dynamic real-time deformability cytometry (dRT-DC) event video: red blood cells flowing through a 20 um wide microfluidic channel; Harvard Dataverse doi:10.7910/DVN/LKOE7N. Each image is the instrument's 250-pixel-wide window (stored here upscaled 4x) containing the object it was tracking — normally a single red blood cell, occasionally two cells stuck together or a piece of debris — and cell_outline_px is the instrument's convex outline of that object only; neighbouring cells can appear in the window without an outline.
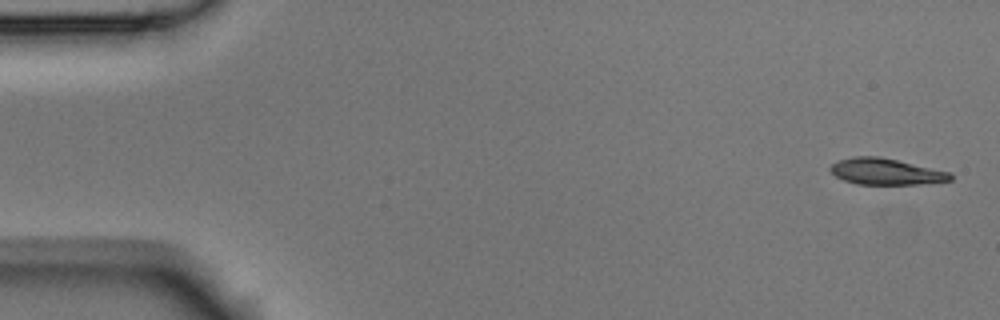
{"species": "Egyptian fruit bat (a non-hibernating species)", "species_latin": "Rousettus aegyptiacus", "temperature_condition": "room temperature", "stored_images_in_passage": 4, "camera_frame_rate_fps": 3000, "um_per_image_px": 0.085, "animal": {"sex": "male"}, "frame": {"image": 1, "passage_image": 1, "time_ms": 0.0, "image_size_px": [1000, 320], "cell_outline_px": [[952, 180], [916, 184], [856, 184], [844, 180], [836, 176], [828, 168], [832, 164], [840, 160], [852, 156], [880, 156], [952, 172]], "centroid_in_image_um": [75.31, 14.57], "position_along_channel_um": 9.7, "area_um2": 18.38}}
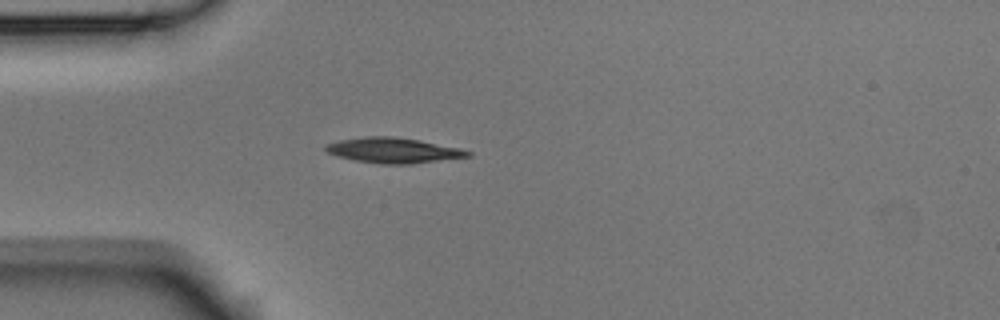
{"frame": {"image": 2, "passage_image": 4, "time_ms": 1.0, "image_size_px": [1000, 320], "cell_outline_px": [[472, 156], [408, 164], [380, 164], [356, 160], [340, 156], [328, 152], [324, 148], [324, 144], [340, 140], [364, 136], [392, 136], [420, 140], [460, 148], [472, 152]], "centroid_in_image_um": [33.44, 12.77], "position_along_channel_um": 51.6, "area_um2": 20.81}}